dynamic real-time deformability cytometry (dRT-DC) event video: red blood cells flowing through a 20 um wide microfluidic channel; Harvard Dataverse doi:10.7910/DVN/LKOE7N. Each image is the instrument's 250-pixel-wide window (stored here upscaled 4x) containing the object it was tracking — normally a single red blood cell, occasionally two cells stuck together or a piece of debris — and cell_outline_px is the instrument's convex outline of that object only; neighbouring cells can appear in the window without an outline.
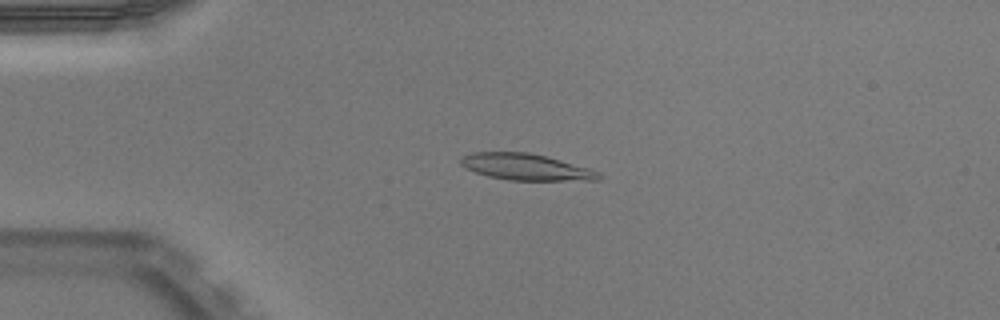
{"species": "Egyptian fruit bat (a non-hibernating species)", "species_latin": "Rousettus aegyptiacus", "temperature_condition": "warm", "stored_images_in_passage": 51, "camera_frame_rate_fps": 3000, "um_per_image_px": 0.085, "animal": {"sex": "male"}, "frame": {"image": 1, "passage_image": 12, "time_ms": 3.667, "image_size_px": [1000, 320], "cell_outline_px": [[604, 176], [600, 180], [508, 180], [488, 176], [464, 168], [460, 164], [460, 156], [472, 152], [528, 152], [592, 168], [600, 172]], "centroid_in_image_um": [44.72, 14.19], "position_along_channel_um": 40.3, "area_um2": 21.44}}
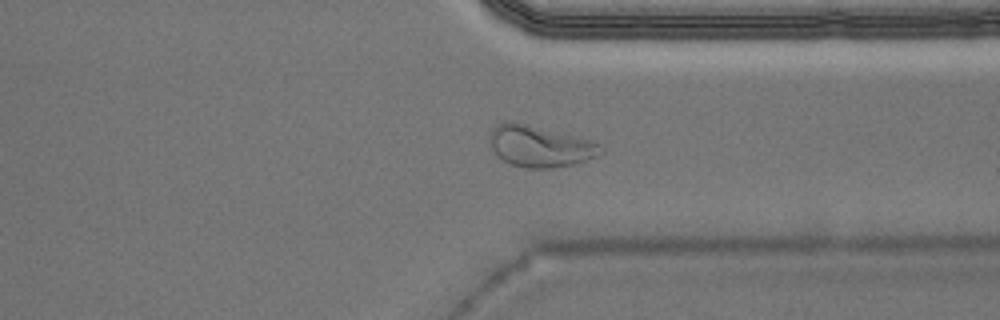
{"frame": {"image": 2, "passage_image": 39, "time_ms": 12.667, "image_size_px": [1000, 320], "cell_outline_px": [[604, 152], [596, 156], [572, 164], [552, 168], [528, 168], [508, 164], [496, 156], [488, 144], [488, 132], [492, 128], [504, 120], [588, 140], [600, 144], [604, 148]], "centroid_in_image_um": [45.79, 12.46], "position_along_channel_um": 365.6, "area_um2": 26.36}}
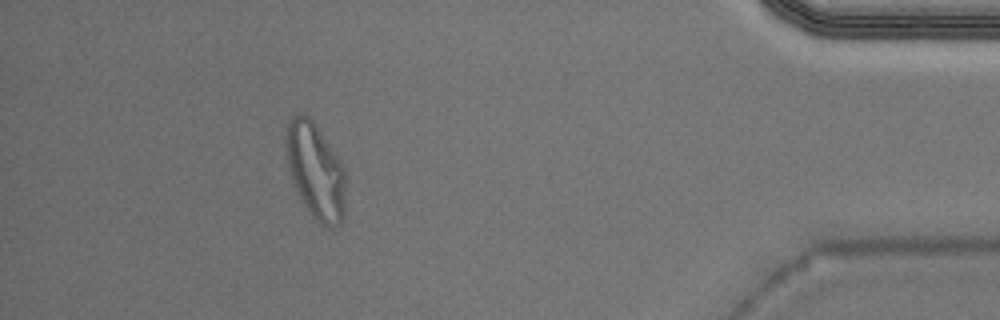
{"frame": {"image": 3, "passage_image": 46, "time_ms": 15.0, "image_size_px": [1000, 320], "cell_outline_px": [[344, 216], [340, 224], [332, 228], [324, 228], [312, 216], [300, 196], [292, 180], [288, 168], [288, 124], [292, 116], [300, 112], [308, 116], [316, 124], [340, 160], [344, 168]], "centroid_in_image_um": [26.85, 14.56], "position_along_channel_um": 408.3, "area_um2": 32.66}, "authors_computed_cell_mechanics": {"area_um2": 21.4438, "velocity_mm_per_s": 3.9517, "shape_relaxation_time_tau1_ms": 10.343, "shape_relaxation_time_tau2_ms": 1.1095, "deformation_change_tau1": 0.3521, "deformation_change_tau2": 0.1006}}